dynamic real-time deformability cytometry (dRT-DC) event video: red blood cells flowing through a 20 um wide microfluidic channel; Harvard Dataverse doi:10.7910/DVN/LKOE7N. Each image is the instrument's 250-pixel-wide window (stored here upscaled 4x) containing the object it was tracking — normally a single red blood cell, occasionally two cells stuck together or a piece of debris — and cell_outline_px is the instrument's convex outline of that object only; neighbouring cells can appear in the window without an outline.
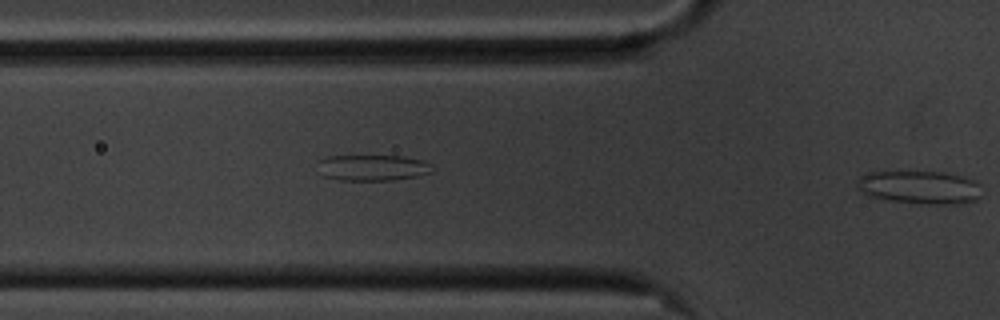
{"species": "common noctule bat (a hibernating species)", "species_latin": "Nyctalus noctula", "temperature_condition": "cold", "stored_images_in_passage": 9, "segment_of_instrument_passage": [2, 2], "camera_frame_rate_fps": 3000, "um_per_image_px": 0.085, "animal": {"sex": "male", "body_mass_g": 20.1, "forearm_length_mm": 53.5}, "frame": {"image": 1, "passage_image": 9, "time_ms": 2.667, "image_size_px": [1000, 320], "cell_outline_px": [[984, 192], [976, 200], [956, 204], [928, 204], [888, 200], [868, 196], [856, 188], [856, 184], [860, 176], [872, 172], [940, 172], [960, 176], [972, 180], [980, 184]], "centroid_in_image_um": [78.19, 15.93], "position_along_channel_um": 47.6, "area_um2": 24.1}}